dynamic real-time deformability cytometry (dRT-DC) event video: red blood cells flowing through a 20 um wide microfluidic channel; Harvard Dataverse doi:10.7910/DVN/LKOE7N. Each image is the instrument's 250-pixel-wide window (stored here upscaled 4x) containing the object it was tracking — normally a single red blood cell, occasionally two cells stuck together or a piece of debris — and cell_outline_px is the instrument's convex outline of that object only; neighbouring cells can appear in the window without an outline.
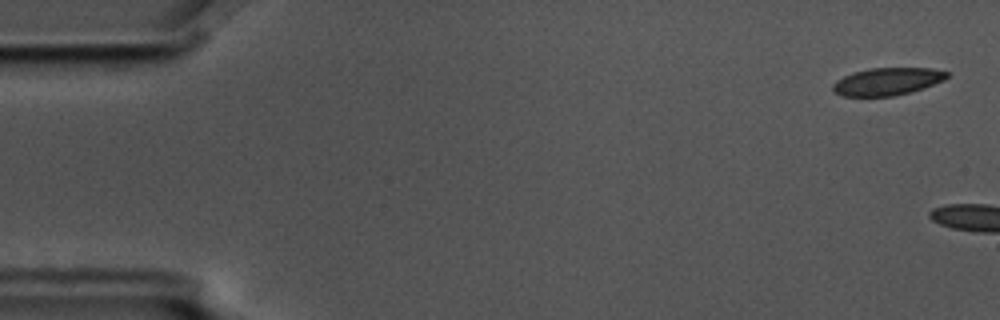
{"species": "common noctule bat (a hibernating species)", "species_latin": "Nyctalus noctula", "temperature_condition": "cold", "stored_images_in_passage": 5, "camera_frame_rate_fps": 3000, "um_per_image_px": 0.085, "animal": {"sex": "male", "body_mass_g": 17.5, "forearm_length_mm": 52.3}, "frame": {"image": 1, "passage_image": 2, "time_ms": 0.333, "image_size_px": [1000, 320], "cell_outline_px": [[948, 76], [944, 80], [924, 88], [892, 96], [844, 96], [832, 92], [832, 84], [836, 80], [844, 76], [856, 72], [872, 68], [932, 68], [948, 72]], "centroid_in_image_um": [75.41, 6.93], "position_along_channel_um": 9.6, "area_um2": 18.15}}